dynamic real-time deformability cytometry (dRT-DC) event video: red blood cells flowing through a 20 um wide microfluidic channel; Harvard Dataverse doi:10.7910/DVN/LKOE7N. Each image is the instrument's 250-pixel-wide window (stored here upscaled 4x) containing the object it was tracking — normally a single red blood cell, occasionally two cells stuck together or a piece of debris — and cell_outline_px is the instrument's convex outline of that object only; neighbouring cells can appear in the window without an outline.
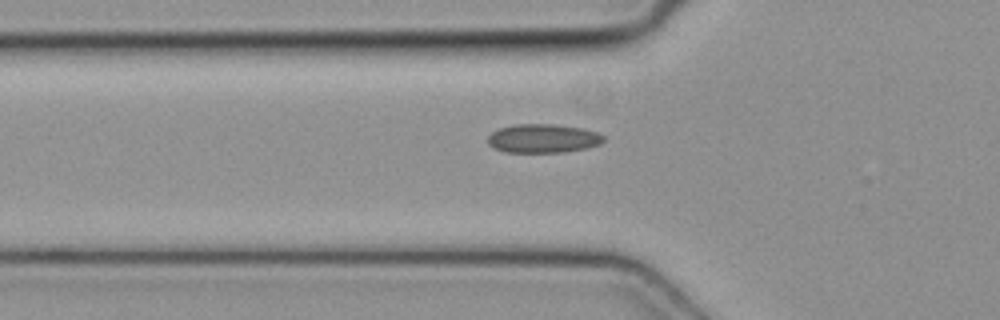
{"species": "common noctule bat (a hibernating species)", "species_latin": "Nyctalus noctula", "temperature_condition": "cold", "stored_images_in_passage": 3, "camera_frame_rate_fps": 3000, "um_per_image_px": 0.085, "animal": {"sex": "female", "body_mass_g": 19.3, "forearm_length_mm": 54.1}, "frame": {"image": 1, "passage_image": 3, "time_ms": 0.667, "image_size_px": [1000, 320], "cell_outline_px": [[604, 140], [600, 144], [584, 148], [564, 152], [504, 152], [488, 144], [488, 136], [492, 132], [500, 128], [516, 124], [552, 124], [584, 128], [596, 132], [604, 136]], "centroid_in_image_um": [46.16, 11.76], "position_along_channel_um": 79.6, "area_um2": 19.31}}